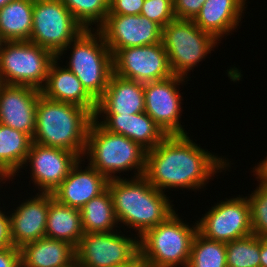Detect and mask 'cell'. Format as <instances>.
Returning <instances> with one entry per match:
<instances>
[{
	"mask_svg": "<svg viewBox=\"0 0 267 267\" xmlns=\"http://www.w3.org/2000/svg\"><path fill=\"white\" fill-rule=\"evenodd\" d=\"M229 165L226 158L205 151L188 134L169 135L146 152L143 177L163 193L166 188L199 190Z\"/></svg>",
	"mask_w": 267,
	"mask_h": 267,
	"instance_id": "1",
	"label": "cell"
},
{
	"mask_svg": "<svg viewBox=\"0 0 267 267\" xmlns=\"http://www.w3.org/2000/svg\"><path fill=\"white\" fill-rule=\"evenodd\" d=\"M107 188L118 223L136 229L137 238L175 212L165 193L153 187L143 176L131 177V180L110 179Z\"/></svg>",
	"mask_w": 267,
	"mask_h": 267,
	"instance_id": "2",
	"label": "cell"
},
{
	"mask_svg": "<svg viewBox=\"0 0 267 267\" xmlns=\"http://www.w3.org/2000/svg\"><path fill=\"white\" fill-rule=\"evenodd\" d=\"M94 116L75 104L40 94L36 106V127L32 142L61 148L84 158L89 126Z\"/></svg>",
	"mask_w": 267,
	"mask_h": 267,
	"instance_id": "3",
	"label": "cell"
},
{
	"mask_svg": "<svg viewBox=\"0 0 267 267\" xmlns=\"http://www.w3.org/2000/svg\"><path fill=\"white\" fill-rule=\"evenodd\" d=\"M98 120L93 119L88 129L83 155L90 158L88 164L108 180L121 178L115 173L132 169L134 178L143 176L147 151L131 139L106 130Z\"/></svg>",
	"mask_w": 267,
	"mask_h": 267,
	"instance_id": "4",
	"label": "cell"
},
{
	"mask_svg": "<svg viewBox=\"0 0 267 267\" xmlns=\"http://www.w3.org/2000/svg\"><path fill=\"white\" fill-rule=\"evenodd\" d=\"M197 223L190 227L174 212L139 237V255L147 267H187Z\"/></svg>",
	"mask_w": 267,
	"mask_h": 267,
	"instance_id": "5",
	"label": "cell"
},
{
	"mask_svg": "<svg viewBox=\"0 0 267 267\" xmlns=\"http://www.w3.org/2000/svg\"><path fill=\"white\" fill-rule=\"evenodd\" d=\"M94 30L93 28V31H82L56 55V58L60 60L64 51L72 49L70 60L65 67L76 75L85 90L97 101L108 86L113 73V63L112 53L103 35L98 29L92 33Z\"/></svg>",
	"mask_w": 267,
	"mask_h": 267,
	"instance_id": "6",
	"label": "cell"
},
{
	"mask_svg": "<svg viewBox=\"0 0 267 267\" xmlns=\"http://www.w3.org/2000/svg\"><path fill=\"white\" fill-rule=\"evenodd\" d=\"M55 59L52 51L31 41H3L0 47V81L41 90Z\"/></svg>",
	"mask_w": 267,
	"mask_h": 267,
	"instance_id": "7",
	"label": "cell"
},
{
	"mask_svg": "<svg viewBox=\"0 0 267 267\" xmlns=\"http://www.w3.org/2000/svg\"><path fill=\"white\" fill-rule=\"evenodd\" d=\"M217 41L220 39L202 31L193 20L175 19L162 28L161 42L172 74L183 78H188V71L211 53L220 43Z\"/></svg>",
	"mask_w": 267,
	"mask_h": 267,
	"instance_id": "8",
	"label": "cell"
},
{
	"mask_svg": "<svg viewBox=\"0 0 267 267\" xmlns=\"http://www.w3.org/2000/svg\"><path fill=\"white\" fill-rule=\"evenodd\" d=\"M84 30L61 0H34L29 41L57 55Z\"/></svg>",
	"mask_w": 267,
	"mask_h": 267,
	"instance_id": "9",
	"label": "cell"
},
{
	"mask_svg": "<svg viewBox=\"0 0 267 267\" xmlns=\"http://www.w3.org/2000/svg\"><path fill=\"white\" fill-rule=\"evenodd\" d=\"M116 232L84 233L75 248L76 267H115L131 262L139 254V239Z\"/></svg>",
	"mask_w": 267,
	"mask_h": 267,
	"instance_id": "10",
	"label": "cell"
},
{
	"mask_svg": "<svg viewBox=\"0 0 267 267\" xmlns=\"http://www.w3.org/2000/svg\"><path fill=\"white\" fill-rule=\"evenodd\" d=\"M197 229L204 237L225 243L251 235L250 203L247 196L221 200L197 221Z\"/></svg>",
	"mask_w": 267,
	"mask_h": 267,
	"instance_id": "11",
	"label": "cell"
},
{
	"mask_svg": "<svg viewBox=\"0 0 267 267\" xmlns=\"http://www.w3.org/2000/svg\"><path fill=\"white\" fill-rule=\"evenodd\" d=\"M113 73L140 83L161 81L173 74L162 42L119 49L112 56Z\"/></svg>",
	"mask_w": 267,
	"mask_h": 267,
	"instance_id": "12",
	"label": "cell"
},
{
	"mask_svg": "<svg viewBox=\"0 0 267 267\" xmlns=\"http://www.w3.org/2000/svg\"><path fill=\"white\" fill-rule=\"evenodd\" d=\"M185 78L172 75L170 78L144 83L145 112L167 135H187L180 124L181 94L178 85Z\"/></svg>",
	"mask_w": 267,
	"mask_h": 267,
	"instance_id": "13",
	"label": "cell"
},
{
	"mask_svg": "<svg viewBox=\"0 0 267 267\" xmlns=\"http://www.w3.org/2000/svg\"><path fill=\"white\" fill-rule=\"evenodd\" d=\"M98 30L112 56L119 49L153 45L162 39V27L142 15L108 14Z\"/></svg>",
	"mask_w": 267,
	"mask_h": 267,
	"instance_id": "14",
	"label": "cell"
},
{
	"mask_svg": "<svg viewBox=\"0 0 267 267\" xmlns=\"http://www.w3.org/2000/svg\"><path fill=\"white\" fill-rule=\"evenodd\" d=\"M79 159L81 158L71 151L32 142L24 164L26 166L30 163V177L40 193H52L66 179Z\"/></svg>",
	"mask_w": 267,
	"mask_h": 267,
	"instance_id": "15",
	"label": "cell"
},
{
	"mask_svg": "<svg viewBox=\"0 0 267 267\" xmlns=\"http://www.w3.org/2000/svg\"><path fill=\"white\" fill-rule=\"evenodd\" d=\"M41 90L27 85L0 86V124L33 138L36 127V106Z\"/></svg>",
	"mask_w": 267,
	"mask_h": 267,
	"instance_id": "16",
	"label": "cell"
},
{
	"mask_svg": "<svg viewBox=\"0 0 267 267\" xmlns=\"http://www.w3.org/2000/svg\"><path fill=\"white\" fill-rule=\"evenodd\" d=\"M82 161V159L77 161L66 179L52 192L57 202L78 209L103 193L109 181L90 165L82 170L80 166Z\"/></svg>",
	"mask_w": 267,
	"mask_h": 267,
	"instance_id": "17",
	"label": "cell"
},
{
	"mask_svg": "<svg viewBox=\"0 0 267 267\" xmlns=\"http://www.w3.org/2000/svg\"><path fill=\"white\" fill-rule=\"evenodd\" d=\"M34 197L22 202L10 214L11 238L15 247L45 237L49 193L39 192Z\"/></svg>",
	"mask_w": 267,
	"mask_h": 267,
	"instance_id": "18",
	"label": "cell"
},
{
	"mask_svg": "<svg viewBox=\"0 0 267 267\" xmlns=\"http://www.w3.org/2000/svg\"><path fill=\"white\" fill-rule=\"evenodd\" d=\"M145 112L144 84L111 74L108 86L97 100L94 119L104 114L133 115Z\"/></svg>",
	"mask_w": 267,
	"mask_h": 267,
	"instance_id": "19",
	"label": "cell"
},
{
	"mask_svg": "<svg viewBox=\"0 0 267 267\" xmlns=\"http://www.w3.org/2000/svg\"><path fill=\"white\" fill-rule=\"evenodd\" d=\"M41 94L46 98L86 108L93 116L97 101L85 90L80 80L68 68H62L56 58L50 65Z\"/></svg>",
	"mask_w": 267,
	"mask_h": 267,
	"instance_id": "20",
	"label": "cell"
},
{
	"mask_svg": "<svg viewBox=\"0 0 267 267\" xmlns=\"http://www.w3.org/2000/svg\"><path fill=\"white\" fill-rule=\"evenodd\" d=\"M106 115V116H105ZM100 123L106 130L123 135L146 151L155 148L167 135L146 112L133 115L105 114Z\"/></svg>",
	"mask_w": 267,
	"mask_h": 267,
	"instance_id": "21",
	"label": "cell"
},
{
	"mask_svg": "<svg viewBox=\"0 0 267 267\" xmlns=\"http://www.w3.org/2000/svg\"><path fill=\"white\" fill-rule=\"evenodd\" d=\"M20 267H76L75 247L47 237L19 248Z\"/></svg>",
	"mask_w": 267,
	"mask_h": 267,
	"instance_id": "22",
	"label": "cell"
},
{
	"mask_svg": "<svg viewBox=\"0 0 267 267\" xmlns=\"http://www.w3.org/2000/svg\"><path fill=\"white\" fill-rule=\"evenodd\" d=\"M246 0H206L193 20L204 32L217 40L239 26ZM231 31V32H230Z\"/></svg>",
	"mask_w": 267,
	"mask_h": 267,
	"instance_id": "23",
	"label": "cell"
},
{
	"mask_svg": "<svg viewBox=\"0 0 267 267\" xmlns=\"http://www.w3.org/2000/svg\"><path fill=\"white\" fill-rule=\"evenodd\" d=\"M83 234L80 209L57 202L49 193L45 237L66 241L76 248Z\"/></svg>",
	"mask_w": 267,
	"mask_h": 267,
	"instance_id": "24",
	"label": "cell"
},
{
	"mask_svg": "<svg viewBox=\"0 0 267 267\" xmlns=\"http://www.w3.org/2000/svg\"><path fill=\"white\" fill-rule=\"evenodd\" d=\"M31 143L27 134L0 124V182L13 179L19 173Z\"/></svg>",
	"mask_w": 267,
	"mask_h": 267,
	"instance_id": "25",
	"label": "cell"
},
{
	"mask_svg": "<svg viewBox=\"0 0 267 267\" xmlns=\"http://www.w3.org/2000/svg\"><path fill=\"white\" fill-rule=\"evenodd\" d=\"M34 0H12L0 9L2 41H29Z\"/></svg>",
	"mask_w": 267,
	"mask_h": 267,
	"instance_id": "26",
	"label": "cell"
},
{
	"mask_svg": "<svg viewBox=\"0 0 267 267\" xmlns=\"http://www.w3.org/2000/svg\"><path fill=\"white\" fill-rule=\"evenodd\" d=\"M80 213L84 233L113 232V228L118 227L108 188L87 202L80 209Z\"/></svg>",
	"mask_w": 267,
	"mask_h": 267,
	"instance_id": "27",
	"label": "cell"
},
{
	"mask_svg": "<svg viewBox=\"0 0 267 267\" xmlns=\"http://www.w3.org/2000/svg\"><path fill=\"white\" fill-rule=\"evenodd\" d=\"M187 267H227L226 243L208 239L197 231Z\"/></svg>",
	"mask_w": 267,
	"mask_h": 267,
	"instance_id": "28",
	"label": "cell"
},
{
	"mask_svg": "<svg viewBox=\"0 0 267 267\" xmlns=\"http://www.w3.org/2000/svg\"><path fill=\"white\" fill-rule=\"evenodd\" d=\"M227 267H260V237L249 236L226 242Z\"/></svg>",
	"mask_w": 267,
	"mask_h": 267,
	"instance_id": "29",
	"label": "cell"
},
{
	"mask_svg": "<svg viewBox=\"0 0 267 267\" xmlns=\"http://www.w3.org/2000/svg\"><path fill=\"white\" fill-rule=\"evenodd\" d=\"M74 18L84 27L97 29L105 22L109 12V0H61ZM91 26V27H89Z\"/></svg>",
	"mask_w": 267,
	"mask_h": 267,
	"instance_id": "30",
	"label": "cell"
},
{
	"mask_svg": "<svg viewBox=\"0 0 267 267\" xmlns=\"http://www.w3.org/2000/svg\"><path fill=\"white\" fill-rule=\"evenodd\" d=\"M259 186L248 196L252 234L267 238V184L259 181Z\"/></svg>",
	"mask_w": 267,
	"mask_h": 267,
	"instance_id": "31",
	"label": "cell"
},
{
	"mask_svg": "<svg viewBox=\"0 0 267 267\" xmlns=\"http://www.w3.org/2000/svg\"><path fill=\"white\" fill-rule=\"evenodd\" d=\"M140 15L164 28L175 20L173 0H145Z\"/></svg>",
	"mask_w": 267,
	"mask_h": 267,
	"instance_id": "32",
	"label": "cell"
},
{
	"mask_svg": "<svg viewBox=\"0 0 267 267\" xmlns=\"http://www.w3.org/2000/svg\"><path fill=\"white\" fill-rule=\"evenodd\" d=\"M206 0H173L176 19L194 20Z\"/></svg>",
	"mask_w": 267,
	"mask_h": 267,
	"instance_id": "33",
	"label": "cell"
},
{
	"mask_svg": "<svg viewBox=\"0 0 267 267\" xmlns=\"http://www.w3.org/2000/svg\"><path fill=\"white\" fill-rule=\"evenodd\" d=\"M145 0H109L108 14L140 15Z\"/></svg>",
	"mask_w": 267,
	"mask_h": 267,
	"instance_id": "34",
	"label": "cell"
},
{
	"mask_svg": "<svg viewBox=\"0 0 267 267\" xmlns=\"http://www.w3.org/2000/svg\"><path fill=\"white\" fill-rule=\"evenodd\" d=\"M0 267H20V251L11 246L0 250Z\"/></svg>",
	"mask_w": 267,
	"mask_h": 267,
	"instance_id": "35",
	"label": "cell"
},
{
	"mask_svg": "<svg viewBox=\"0 0 267 267\" xmlns=\"http://www.w3.org/2000/svg\"><path fill=\"white\" fill-rule=\"evenodd\" d=\"M11 246L14 245L11 238L10 216L0 210V250Z\"/></svg>",
	"mask_w": 267,
	"mask_h": 267,
	"instance_id": "36",
	"label": "cell"
},
{
	"mask_svg": "<svg viewBox=\"0 0 267 267\" xmlns=\"http://www.w3.org/2000/svg\"><path fill=\"white\" fill-rule=\"evenodd\" d=\"M253 170L254 175H256V178L259 179L261 182L267 184V156L264 158L261 163L254 167Z\"/></svg>",
	"mask_w": 267,
	"mask_h": 267,
	"instance_id": "37",
	"label": "cell"
},
{
	"mask_svg": "<svg viewBox=\"0 0 267 267\" xmlns=\"http://www.w3.org/2000/svg\"><path fill=\"white\" fill-rule=\"evenodd\" d=\"M260 267H267V238H260Z\"/></svg>",
	"mask_w": 267,
	"mask_h": 267,
	"instance_id": "38",
	"label": "cell"
},
{
	"mask_svg": "<svg viewBox=\"0 0 267 267\" xmlns=\"http://www.w3.org/2000/svg\"><path fill=\"white\" fill-rule=\"evenodd\" d=\"M115 267H147V265L143 261L141 256L138 254L131 262L124 264V265L115 266Z\"/></svg>",
	"mask_w": 267,
	"mask_h": 267,
	"instance_id": "39",
	"label": "cell"
},
{
	"mask_svg": "<svg viewBox=\"0 0 267 267\" xmlns=\"http://www.w3.org/2000/svg\"><path fill=\"white\" fill-rule=\"evenodd\" d=\"M12 0H0V9Z\"/></svg>",
	"mask_w": 267,
	"mask_h": 267,
	"instance_id": "40",
	"label": "cell"
}]
</instances>
